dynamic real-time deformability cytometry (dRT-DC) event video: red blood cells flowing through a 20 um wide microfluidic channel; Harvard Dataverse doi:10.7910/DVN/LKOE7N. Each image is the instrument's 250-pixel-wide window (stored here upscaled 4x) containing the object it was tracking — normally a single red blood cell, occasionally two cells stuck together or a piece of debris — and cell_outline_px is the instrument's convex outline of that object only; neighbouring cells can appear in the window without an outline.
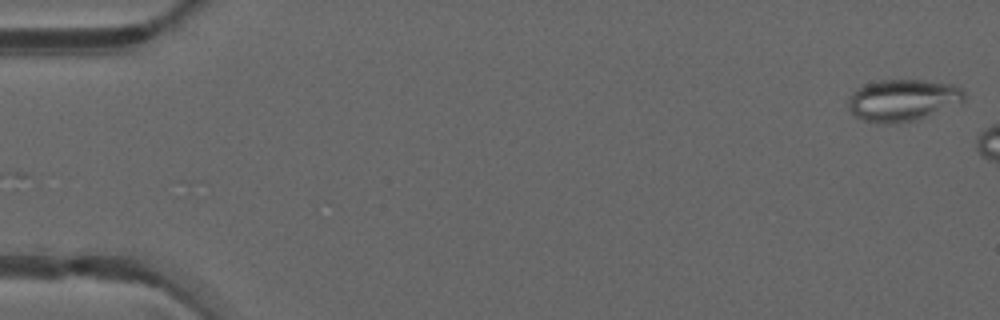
{"species": "common noctule bat (a hibernating species)", "species_latin": "Nyctalus noctula", "temperature_condition": "warm", "stored_images_in_passage": 11, "camera_frame_rate_fps": 3000, "um_per_image_px": 0.085, "animal": {"sex": "male", "forearm_length_mm": 52.5}, "frame": {"image": 1, "passage_image": 1, "time_ms": 0.0, "image_size_px": [1000, 320], "cell_outline_px": [[968, 96], [960, 104], [928, 116], [896, 124], [884, 124], [864, 120], [856, 116], [848, 108], [848, 96], [856, 88], [864, 84], [876, 80], [924, 80], [956, 84], [964, 88]], "centroid_in_image_um": [76.78, 8.49], "position_along_channel_um": 8.2, "area_um2": 28.9}}